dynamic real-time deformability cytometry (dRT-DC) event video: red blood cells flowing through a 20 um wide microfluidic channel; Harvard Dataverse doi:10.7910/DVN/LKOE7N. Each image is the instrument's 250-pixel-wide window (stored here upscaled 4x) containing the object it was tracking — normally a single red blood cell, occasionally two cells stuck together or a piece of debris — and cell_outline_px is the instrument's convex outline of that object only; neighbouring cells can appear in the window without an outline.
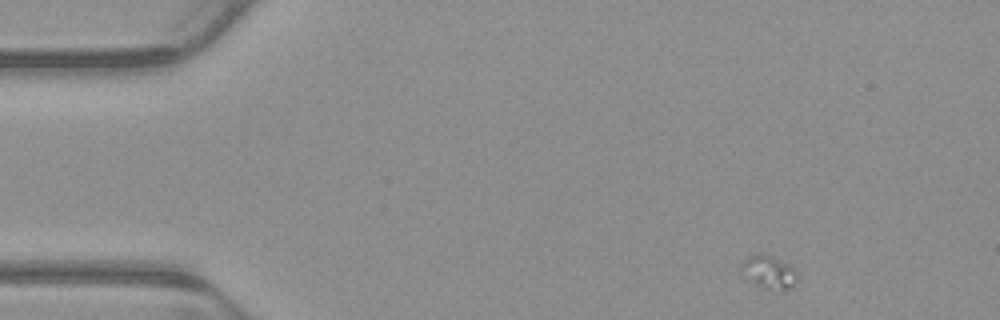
{"species": "common noctule bat (a hibernating species)", "species_latin": "Nyctalus noctula", "temperature_condition": "warm", "stored_images_in_passage": 4, "camera_frame_rate_fps": 3000, "um_per_image_px": 0.085, "animal": {"sex": "male", "body_mass_g": 23.1, "forearm_length_mm": 52.7}, "frame": {"image": 1, "passage_image": 1, "time_ms": 0.0, "image_size_px": [1000, 320], "cell_outline_px": [[796, 280], [788, 288], [764, 288], [740, 276], [740, 268], [744, 260], [748, 256], [760, 252], [772, 256], [792, 264], [796, 268]], "centroid_in_image_um": [65.3, 23.06], "position_along_channel_um": 19.7, "area_um2": 10.87}}